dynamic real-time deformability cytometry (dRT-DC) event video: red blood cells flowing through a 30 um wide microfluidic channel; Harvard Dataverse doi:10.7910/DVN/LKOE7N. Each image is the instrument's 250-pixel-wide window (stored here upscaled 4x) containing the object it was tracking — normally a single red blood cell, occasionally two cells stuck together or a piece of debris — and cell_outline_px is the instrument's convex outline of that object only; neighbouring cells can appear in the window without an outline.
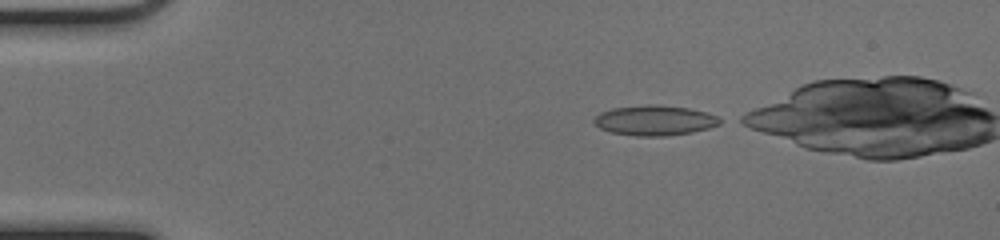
{"species": "common noctule bat (a hibernating species)", "species_latin": "Nyctalus noctula", "temperature_condition": "cold", "stored_images_in_passage": 34, "camera_frame_rate_fps": 3000, "um_per_image_px": 0.085, "animal": {"sex": "female", "body_mass_g": 17.0, "forearm_length_mm": 48.0}, "frame": {"image": 1, "passage_image": 1, "time_ms": 0.0, "image_size_px": [1000, 240], "cell_outline_px": [[724, 120], [720, 124], [708, 128], [692, 132], [664, 136], [636, 136], [612, 132], [600, 128], [592, 120], [600, 112], [612, 108], [648, 104], [660, 104], [688, 108], [708, 112]], "centroid_in_image_um": [55.67, 10.22], "position_along_channel_um": 29.3, "area_um2": 22.2}}
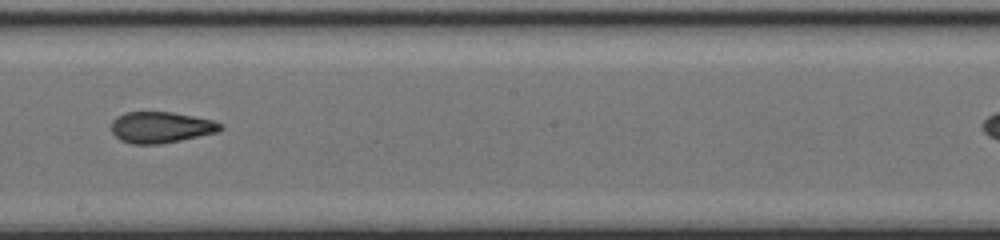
{"frame": {"image": 2, "passage_image": 21, "time_ms": 6.667, "image_size_px": [1000, 240], "cell_outline_px": [[224, 128], [216, 132], [180, 140], [156, 144], [132, 144], [120, 140], [112, 132], [112, 120], [116, 116], [124, 112], [172, 112], [212, 120], [224, 124]], "centroid_in_image_um": [13.66, 10.81], "position_along_channel_um": 234.5, "area_um2": 19.71}}
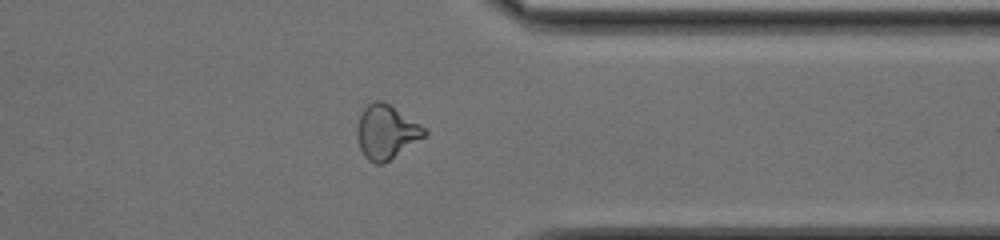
{"frame": {"image": 3, "passage_image": 32, "time_ms": 10.333, "image_size_px": [1000, 240], "cell_outline_px": [[428, 132], [424, 136], [384, 164], [376, 164], [368, 160], [364, 156], [360, 148], [356, 136], [356, 128], [360, 116], [364, 108], [372, 100], [380, 100], [388, 104], [420, 124]], "centroid_in_image_um": [32.79, 11.23], "position_along_channel_um": 378.6, "area_um2": 20.92}}